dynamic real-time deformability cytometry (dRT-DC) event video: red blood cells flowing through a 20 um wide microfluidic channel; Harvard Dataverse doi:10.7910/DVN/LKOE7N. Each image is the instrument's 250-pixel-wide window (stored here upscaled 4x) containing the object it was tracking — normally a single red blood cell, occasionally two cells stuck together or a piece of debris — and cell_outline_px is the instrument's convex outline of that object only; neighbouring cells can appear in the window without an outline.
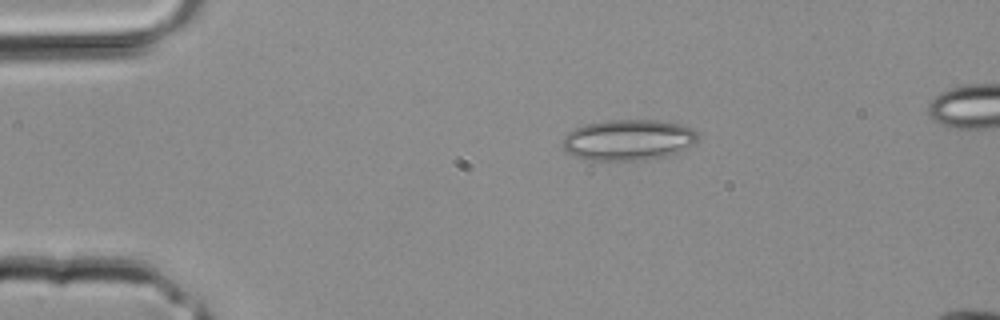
{"species": "common noctule bat (a hibernating species)", "species_latin": "Nyctalus noctula", "temperature_condition": "room temperature", "stored_images_in_passage": 4, "camera_frame_rate_fps": 3000, "um_per_image_px": 0.085, "animal": {"sex": "male", "body_mass_g": 20.4}, "frame": {"image": 1, "passage_image": 2, "time_ms": 0.333, "image_size_px": [1000, 320], "cell_outline_px": [[696, 144], [680, 152], [664, 156], [644, 160], [580, 160], [564, 152], [564, 136], [568, 132], [584, 124], [604, 120], [660, 120], [680, 124], [692, 128], [696, 132]], "centroid_in_image_um": [53.38, 11.9], "position_along_channel_um": 31.6, "area_um2": 32.6}}